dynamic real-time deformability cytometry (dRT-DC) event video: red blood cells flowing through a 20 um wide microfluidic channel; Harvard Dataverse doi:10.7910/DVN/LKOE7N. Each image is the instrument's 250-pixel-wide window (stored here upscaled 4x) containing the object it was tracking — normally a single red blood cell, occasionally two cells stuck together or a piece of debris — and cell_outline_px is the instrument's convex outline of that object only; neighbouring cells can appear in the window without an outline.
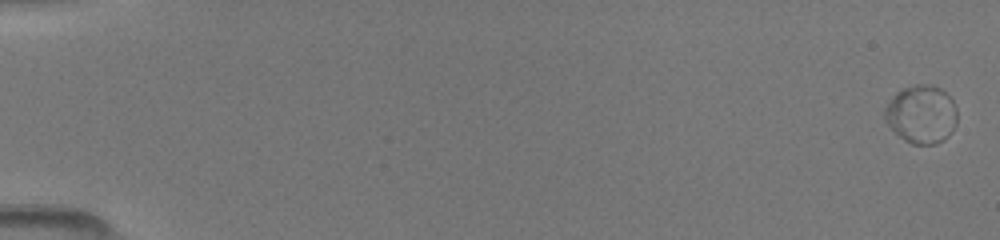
{"species": "common noctule bat (a hibernating species)", "species_latin": "Nyctalus noctula", "temperature_condition": "room temperature", "stored_images_in_passage": 12, "camera_frame_rate_fps": 3000, "um_per_image_px": 0.085, "animal": {"sex": "female", "body_mass_g": 19.5, "forearm_length_mm": 54.1}, "frame": {"image": 1, "passage_image": 1, "time_ms": 0.0, "image_size_px": [1000, 240], "cell_outline_px": [[956, 124], [952, 132], [944, 140], [936, 144], [912, 144], [904, 140], [888, 124], [884, 116], [884, 108], [896, 92], [904, 88], [916, 84], [932, 84], [940, 88], [952, 100], [956, 108]], "centroid_in_image_um": [78.33, 9.71], "position_along_channel_um": 6.7, "area_um2": 24.51}}
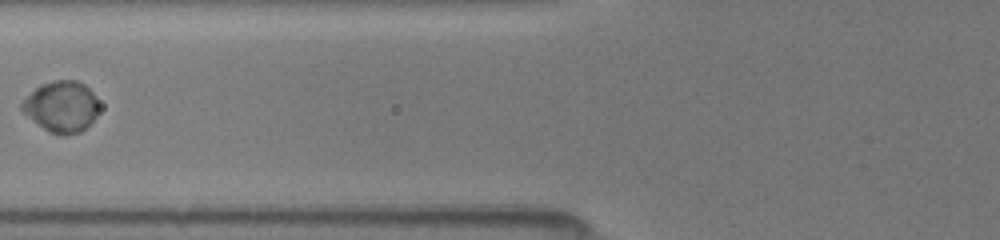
{"frame": {"image": 2, "passage_image": 7, "time_ms": 7.0, "image_size_px": [1000, 240], "cell_outline_px": [[96, 116], [80, 132], [48, 132], [32, 120], [20, 108], [20, 104], [40, 84], [56, 80], [76, 80], [84, 84], [96, 96]], "centroid_in_image_um": [5.19, 9.02], "position_along_channel_um": 120.6, "area_um2": 22.14}}
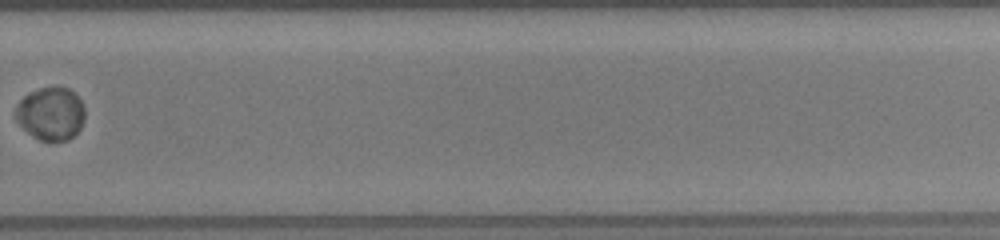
{"frame": {"image": 3, "passage_image": 12, "time_ms": 12.0, "image_size_px": [1000, 240], "cell_outline_px": [[84, 120], [80, 128], [68, 140], [40, 140], [32, 136], [12, 116], [20, 100], [28, 92], [40, 88], [68, 88], [84, 104]], "centroid_in_image_um": [4.29, 9.66], "position_along_channel_um": 325.5, "area_um2": 21.21}}